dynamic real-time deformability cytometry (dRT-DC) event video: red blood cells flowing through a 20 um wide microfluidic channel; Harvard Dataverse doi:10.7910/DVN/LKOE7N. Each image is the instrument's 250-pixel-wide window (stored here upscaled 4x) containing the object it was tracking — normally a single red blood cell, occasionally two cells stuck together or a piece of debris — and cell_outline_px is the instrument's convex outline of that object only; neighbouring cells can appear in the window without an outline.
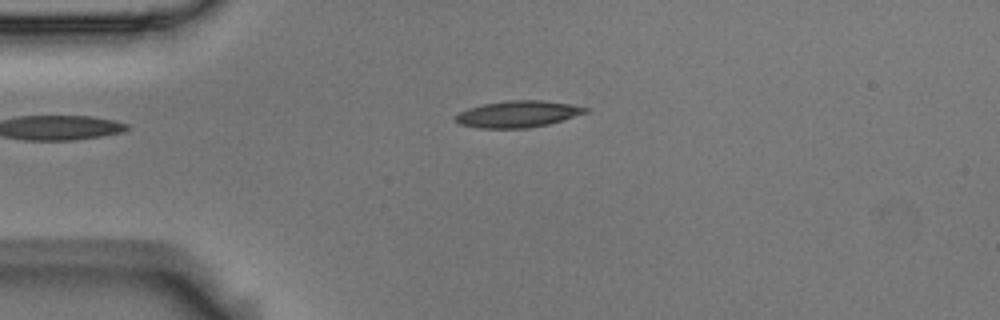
{"species": "Egyptian fruit bat (a non-hibernating species)", "species_latin": "Rousettus aegyptiacus", "temperature_condition": "room temperature", "stored_images_in_passage": 2, "camera_frame_rate_fps": 3000, "um_per_image_px": 0.085, "animal": {"sex": "male"}, "frame": {"image": 1, "passage_image": 2, "time_ms": 0.333, "image_size_px": [1000, 320], "cell_outline_px": [[588, 112], [548, 124], [528, 128], [480, 128], [460, 124], [452, 116], [468, 108], [484, 104], [508, 100], [540, 100], [568, 104], [588, 108]], "centroid_in_image_um": [43.97, 9.7], "position_along_channel_um": 41.0, "area_um2": 19.88}}